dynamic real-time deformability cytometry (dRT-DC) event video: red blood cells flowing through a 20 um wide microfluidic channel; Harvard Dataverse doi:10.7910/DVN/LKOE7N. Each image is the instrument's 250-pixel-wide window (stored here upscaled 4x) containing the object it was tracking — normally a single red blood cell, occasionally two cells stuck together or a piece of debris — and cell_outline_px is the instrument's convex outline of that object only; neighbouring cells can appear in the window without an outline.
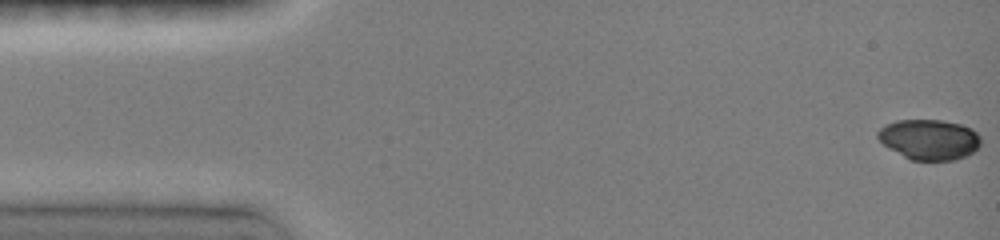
{"species": "common noctule bat (a hibernating species)", "species_latin": "Nyctalus noctula", "temperature_condition": "room temperature", "stored_images_in_passage": 41, "camera_frame_rate_fps": 3000, "um_per_image_px": 0.085, "animal": {"sex": "female", "body_mass_g": 19.0, "forearm_length_mm": 51.5}, "frame": {"image": 1, "passage_image": 1, "time_ms": 0.0, "image_size_px": [1000, 240], "cell_outline_px": [[980, 144], [972, 152], [964, 156], [952, 160], [912, 160], [904, 156], [884, 144], [876, 136], [876, 132], [880, 128], [896, 120], [940, 120], [960, 124], [972, 128], [980, 136]], "centroid_in_image_um": [78.99, 11.84], "position_along_channel_um": 6.0, "area_um2": 23.87}}
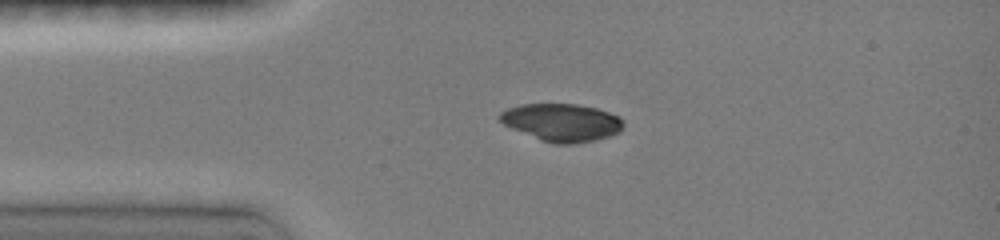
{"frame": {"image": 2, "passage_image": 15, "time_ms": 3.333, "image_size_px": [1000, 240], "cell_outline_px": [[624, 124], [616, 132], [608, 136], [592, 140], [572, 144], [556, 144], [540, 140], [512, 128], [504, 124], [496, 116], [500, 112], [508, 108], [520, 104], [576, 104], [596, 108], [608, 112], [616, 116]], "centroid_in_image_um": [47.67, 10.4], "position_along_channel_um": 37.3, "area_um2": 26.7}}
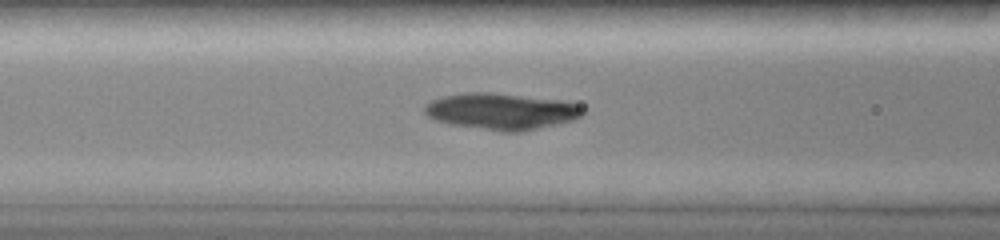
{"frame": {"image": 3, "passage_image": 26, "time_ms": 6.0, "image_size_px": [1000, 240], "cell_outline_px": [[584, 112], [580, 116], [572, 120], [556, 124], [520, 132], [500, 132], [452, 124], [436, 120], [428, 116], [424, 112], [424, 104], [432, 100], [444, 96], [464, 92], [488, 92], [560, 100], [576, 104], [584, 108]], "centroid_in_image_um": [42.58, 9.46], "position_along_channel_um": 124.0, "area_um2": 33.41}}